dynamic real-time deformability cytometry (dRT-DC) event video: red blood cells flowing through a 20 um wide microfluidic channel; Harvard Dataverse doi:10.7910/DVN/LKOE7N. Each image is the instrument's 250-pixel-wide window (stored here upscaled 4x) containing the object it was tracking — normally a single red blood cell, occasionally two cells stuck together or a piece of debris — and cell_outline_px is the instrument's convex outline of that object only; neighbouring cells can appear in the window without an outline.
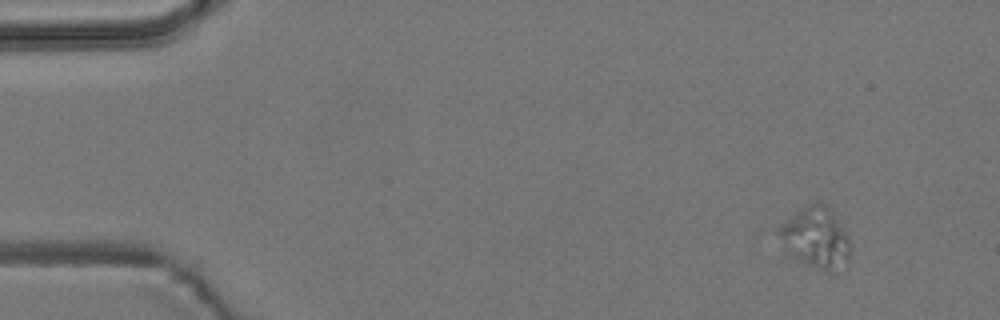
{"species": "common noctule bat (a hibernating species)", "species_latin": "Nyctalus noctula", "temperature_condition": "room temperature", "stored_images_in_passage": 6, "camera_frame_rate_fps": 3000, "um_per_image_px": 0.085, "animal": {"sex": "male", "body_mass_g": 19.2, "forearm_length_mm": 51.8}, "frame": {"image": 1, "passage_image": 1, "time_ms": 0.0, "image_size_px": [1000, 320], "cell_outline_px": [[848, 264], [836, 272], [824, 272], [792, 260], [784, 256], [772, 232], [776, 228], [804, 204], [812, 200], [820, 200], [828, 204], [848, 236]], "centroid_in_image_um": [69.2, 20.22], "position_along_channel_um": 15.8, "area_um2": 27.34}}